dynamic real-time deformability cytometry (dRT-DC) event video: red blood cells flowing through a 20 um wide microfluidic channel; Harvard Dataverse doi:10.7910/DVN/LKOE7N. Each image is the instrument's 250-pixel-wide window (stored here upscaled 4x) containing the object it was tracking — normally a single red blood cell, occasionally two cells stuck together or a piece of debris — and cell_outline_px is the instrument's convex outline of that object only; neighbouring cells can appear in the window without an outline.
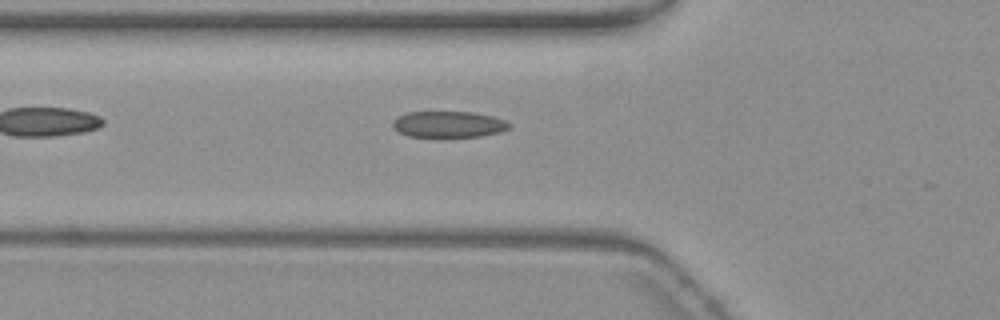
{"species": "common noctule bat (a hibernating species)", "species_latin": "Nyctalus noctula", "temperature_condition": "warm", "stored_images_in_passage": 10, "camera_frame_rate_fps": 3000, "um_per_image_px": 0.085, "animal": {"sex": "female", "body_mass_g": 19.3, "forearm_length_mm": 54.1}, "frame": {"image": 1, "passage_image": 2, "time_ms": 0.333, "image_size_px": [1000, 320], "cell_outline_px": [[512, 124], [508, 128], [500, 132], [480, 136], [408, 136], [392, 128], [392, 124], [400, 116], [408, 112], [472, 112], [492, 116], [504, 120]], "centroid_in_image_um": [38.15, 10.56], "position_along_channel_um": 87.7, "area_um2": 17.46}}
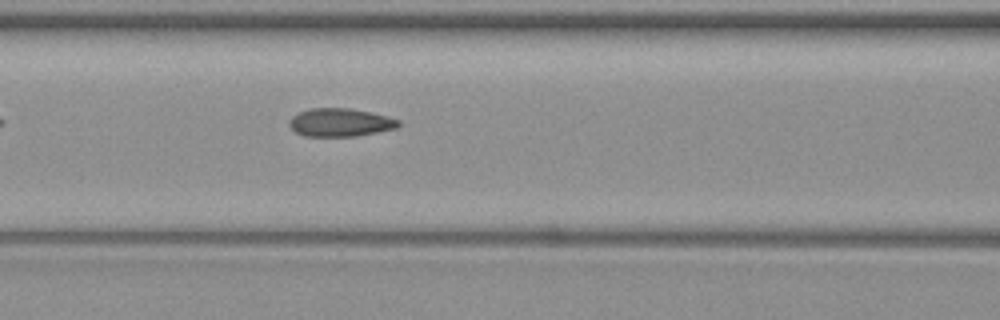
{"frame": {"image": 2, "passage_image": 6, "time_ms": 1.667, "image_size_px": [1000, 320], "cell_outline_px": [[400, 124], [396, 128], [356, 136], [304, 136], [296, 132], [288, 124], [288, 120], [292, 116], [308, 108], [348, 108], [388, 116], [400, 120]], "centroid_in_image_um": [28.89, 10.4], "position_along_channel_um": 137.7, "area_um2": 17.86}}
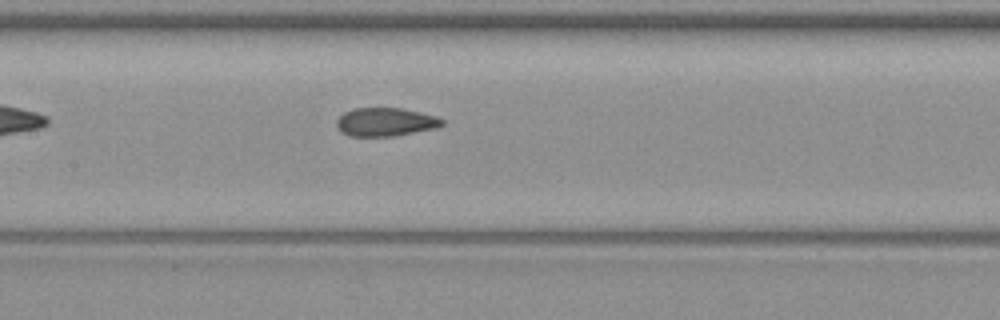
{"frame": {"image": 3, "passage_image": 9, "time_ms": 2.667, "image_size_px": [1000, 320], "cell_outline_px": [[444, 124], [436, 128], [392, 136], [348, 136], [340, 132], [336, 124], [336, 120], [344, 112], [352, 108], [400, 108], [436, 116], [444, 120]], "centroid_in_image_um": [32.72, 10.37], "position_along_channel_um": 174.7, "area_um2": 17.46}}